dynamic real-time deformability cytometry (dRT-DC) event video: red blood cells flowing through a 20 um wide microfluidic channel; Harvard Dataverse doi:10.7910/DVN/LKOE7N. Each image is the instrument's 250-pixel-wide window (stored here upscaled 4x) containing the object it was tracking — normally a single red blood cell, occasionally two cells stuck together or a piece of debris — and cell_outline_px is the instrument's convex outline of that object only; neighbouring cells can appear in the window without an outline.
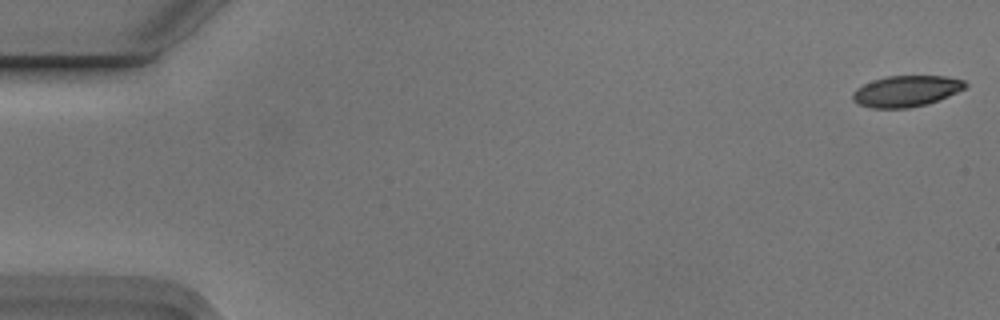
{"species": "Egyptian fruit bat (a non-hibernating species)", "species_latin": "Rousettus aegyptiacus", "temperature_condition": "cold", "stored_images_in_passage": 6, "camera_frame_rate_fps": 3000, "um_per_image_px": 0.085, "animal": {"sex": "male"}, "frame": {"image": 1, "passage_image": 1, "time_ms": 0.0, "image_size_px": [1000, 320], "cell_outline_px": [[968, 84], [964, 88], [948, 96], [928, 104], [908, 108], [872, 108], [860, 104], [852, 100], [852, 92], [856, 88], [864, 84], [888, 76], [944, 76], [964, 80]], "centroid_in_image_um": [77.02, 7.75], "position_along_channel_um": 8.0, "area_um2": 20.23}}
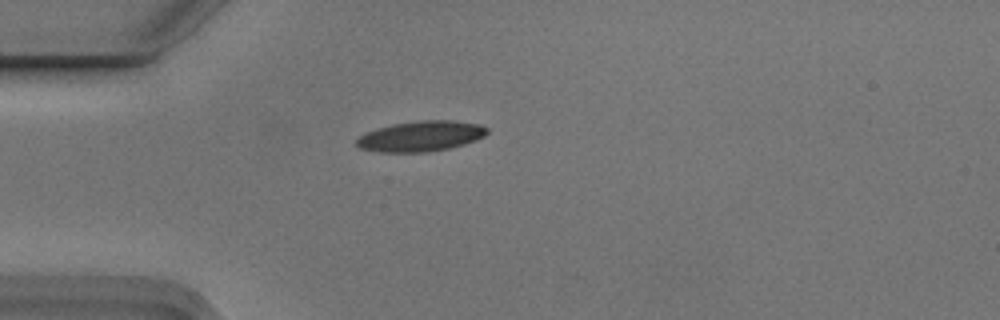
{"frame": {"image": 2, "passage_image": 5, "time_ms": 1.333, "image_size_px": [1000, 320], "cell_outline_px": [[488, 132], [484, 136], [476, 140], [464, 144], [448, 148], [428, 152], [380, 152], [360, 148], [356, 144], [356, 140], [360, 136], [368, 132], [392, 124], [420, 120], [456, 120], [480, 124], [488, 128]], "centroid_in_image_um": [35.82, 11.57], "position_along_channel_um": 49.2, "area_um2": 23.06}}